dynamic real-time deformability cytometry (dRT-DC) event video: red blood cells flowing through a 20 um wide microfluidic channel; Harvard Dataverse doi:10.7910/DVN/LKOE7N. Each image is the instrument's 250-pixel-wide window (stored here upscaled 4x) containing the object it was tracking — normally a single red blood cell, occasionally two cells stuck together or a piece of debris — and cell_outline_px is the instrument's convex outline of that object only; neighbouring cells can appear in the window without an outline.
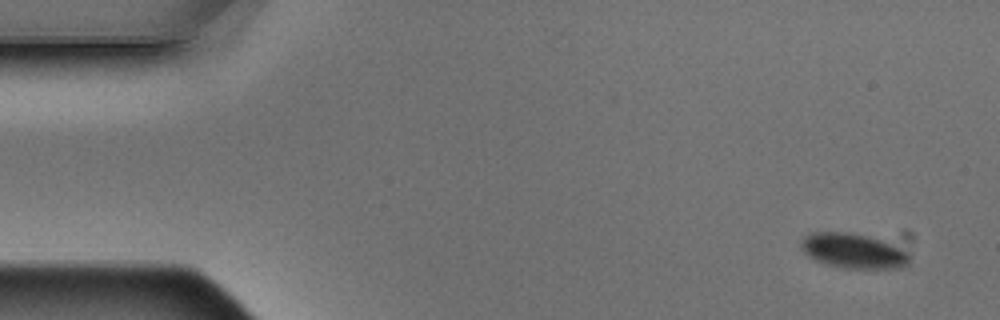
{"species": "Egyptian fruit bat (a non-hibernating species)", "species_latin": "Rousettus aegyptiacus", "temperature_condition": "warm", "stored_images_in_passage": 5, "camera_frame_rate_fps": 3000, "um_per_image_px": 0.085, "animal": {"sex": "male"}, "frame": {"image": 1, "passage_image": 1, "time_ms": 0.0, "image_size_px": [1000, 320], "cell_outline_px": [[908, 264], [904, 268], [844, 268], [828, 264], [816, 260], [808, 256], [800, 248], [800, 244], [804, 236], [812, 232], [848, 232], [884, 240], [892, 244], [904, 252], [908, 256]], "centroid_in_image_um": [72.49, 21.32], "position_along_channel_um": 12.5, "area_um2": 21.79}}
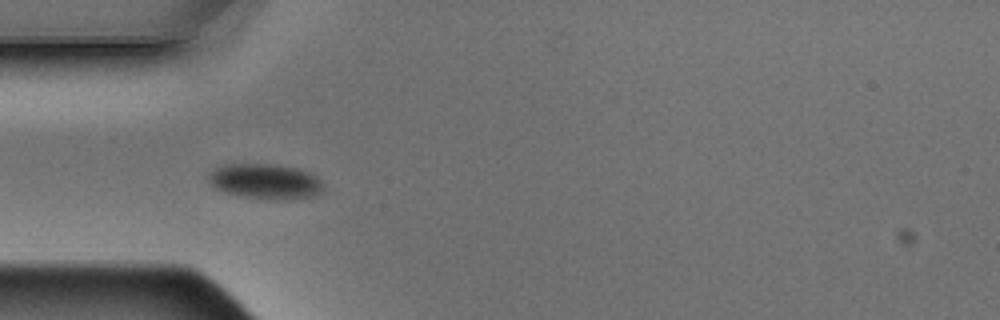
{"frame": {"image": 2, "passage_image": 4, "time_ms": 1.0, "image_size_px": [1000, 320], "cell_outline_px": [[324, 192], [312, 196], [292, 200], [276, 200], [240, 196], [224, 192], [212, 188], [208, 184], [208, 172], [212, 168], [220, 164], [272, 164], [296, 168], [308, 172], [316, 176], [320, 180], [324, 188]], "centroid_in_image_um": [22.49, 15.43], "position_along_channel_um": 62.5, "area_um2": 24.16}}
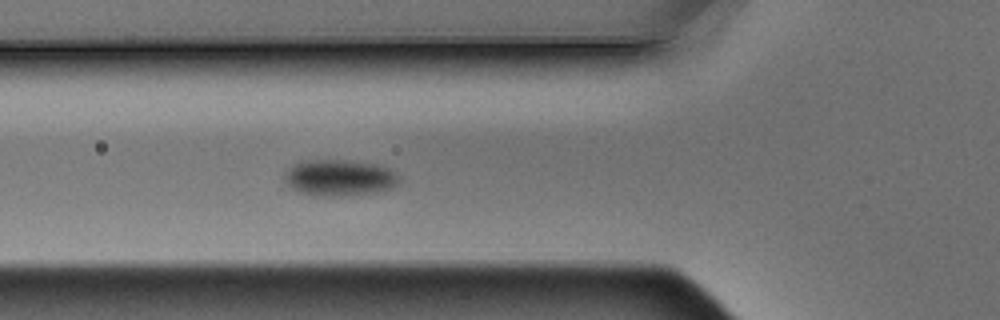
{"frame": {"image": 3, "passage_image": 5, "time_ms": 1.333, "image_size_px": [1000, 320], "cell_outline_px": [[400, 180], [392, 188], [376, 192], [332, 196], [300, 192], [292, 188], [284, 180], [284, 172], [292, 164], [304, 160], [348, 160], [380, 164], [388, 168], [400, 176]], "centroid_in_image_um": [28.86, 15.07], "position_along_channel_um": 96.9, "area_um2": 24.16}}